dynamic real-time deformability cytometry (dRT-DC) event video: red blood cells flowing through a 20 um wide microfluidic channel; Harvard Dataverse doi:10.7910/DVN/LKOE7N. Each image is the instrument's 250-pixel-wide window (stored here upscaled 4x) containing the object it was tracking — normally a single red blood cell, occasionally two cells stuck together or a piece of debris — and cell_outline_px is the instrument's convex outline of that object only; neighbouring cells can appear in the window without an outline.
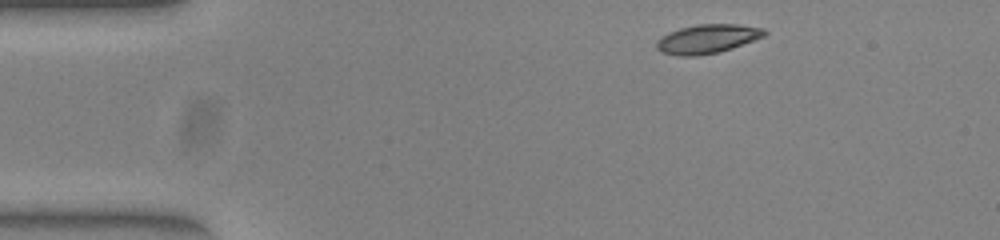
{"species": "common noctule bat (a hibernating species)", "species_latin": "Nyctalus noctula", "temperature_condition": "warm", "stored_images_in_passage": 45, "camera_frame_rate_fps": 3000, "um_per_image_px": 0.085, "animal": {"sex": "female", "body_mass_g": 23.0, "forearm_length_mm": 53.4}, "frame": {"image": 1, "passage_image": 1, "time_ms": 0.0, "image_size_px": [1000, 240], "cell_outline_px": [[768, 32], [764, 36], [732, 48], [716, 52], [696, 56], [680, 56], [660, 52], [656, 48], [656, 40], [668, 32], [680, 28], [696, 24], [736, 24], [764, 28]], "centroid_in_image_um": [60.09, 3.3], "position_along_channel_um": 24.9, "area_um2": 18.21}}
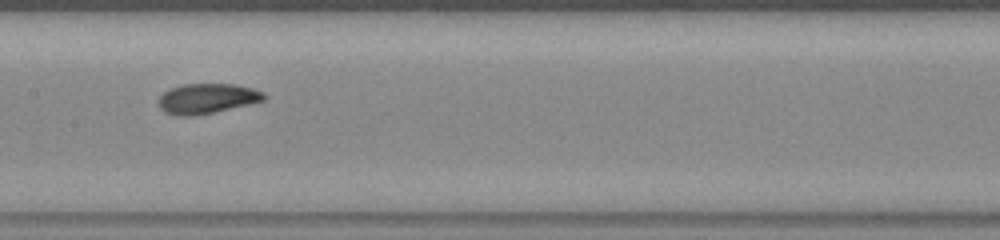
{"frame": {"image": 2, "passage_image": 19, "time_ms": 6.0, "image_size_px": [1000, 240], "cell_outline_px": [[268, 96], [264, 100], [248, 104], [212, 112], [192, 116], [176, 116], [164, 112], [160, 108], [160, 96], [164, 92], [172, 88], [184, 84], [236, 84], [252, 88], [264, 92]], "centroid_in_image_um": [17.61, 8.37], "position_along_channel_um": 189.8, "area_um2": 18.26}}
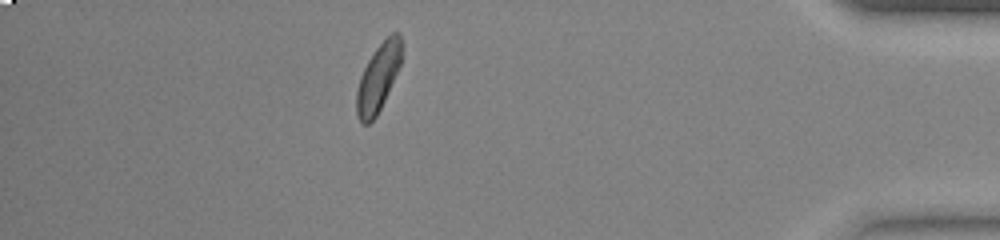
{"frame": {"image": 3, "passage_image": 39, "time_ms": 12.667, "image_size_px": [1000, 240], "cell_outline_px": [[400, 64], [384, 100], [376, 116], [368, 124], [364, 124], [360, 120], [356, 112], [356, 92], [360, 76], [368, 60], [376, 48], [392, 32], [400, 32]], "centroid_in_image_um": [32.11, 6.62], "position_along_channel_um": 403.1, "area_um2": 17.17}, "authors_computed_cell_mechanics": {"area_um2": 18.207, "velocity_mm_per_s": 3.914, "shape_relaxation_time_tau1_ms": 4.5023, "shape_relaxation_time_tau2_ms": 1.5607, "deformation_change_tau1": 0.1745, "deformation_change_tau2": 0.0476}}